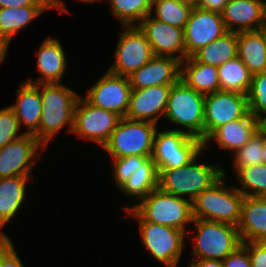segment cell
Returning a JSON list of instances; mask_svg holds the SVG:
<instances>
[{"label": "cell", "instance_id": "cell-1", "mask_svg": "<svg viewBox=\"0 0 266 267\" xmlns=\"http://www.w3.org/2000/svg\"><path fill=\"white\" fill-rule=\"evenodd\" d=\"M42 113L34 136L47 148L60 130L72 132L74 109L80 95L62 83H41Z\"/></svg>", "mask_w": 266, "mask_h": 267}, {"label": "cell", "instance_id": "cell-2", "mask_svg": "<svg viewBox=\"0 0 266 267\" xmlns=\"http://www.w3.org/2000/svg\"><path fill=\"white\" fill-rule=\"evenodd\" d=\"M201 153L179 168L158 170V188L192 201L213 185L223 175V167L219 164H200L197 160Z\"/></svg>", "mask_w": 266, "mask_h": 267}, {"label": "cell", "instance_id": "cell-3", "mask_svg": "<svg viewBox=\"0 0 266 267\" xmlns=\"http://www.w3.org/2000/svg\"><path fill=\"white\" fill-rule=\"evenodd\" d=\"M226 173L191 201L192 216L210 221L239 225L244 195L236 186L228 187Z\"/></svg>", "mask_w": 266, "mask_h": 267}, {"label": "cell", "instance_id": "cell-4", "mask_svg": "<svg viewBox=\"0 0 266 267\" xmlns=\"http://www.w3.org/2000/svg\"><path fill=\"white\" fill-rule=\"evenodd\" d=\"M192 223L195 228L192 231L188 230L186 237H190V234L194 233L191 235L194 240L191 253L194 257L193 260L223 261L242 245L239 231L235 225L199 218H193Z\"/></svg>", "mask_w": 266, "mask_h": 267}, {"label": "cell", "instance_id": "cell-5", "mask_svg": "<svg viewBox=\"0 0 266 267\" xmlns=\"http://www.w3.org/2000/svg\"><path fill=\"white\" fill-rule=\"evenodd\" d=\"M204 99L205 95L179 80L172 85L163 118L181 126L172 130H180L204 142Z\"/></svg>", "mask_w": 266, "mask_h": 267}, {"label": "cell", "instance_id": "cell-6", "mask_svg": "<svg viewBox=\"0 0 266 267\" xmlns=\"http://www.w3.org/2000/svg\"><path fill=\"white\" fill-rule=\"evenodd\" d=\"M144 221L166 225L187 233L186 226L192 224L191 201L163 192L159 188L151 191L132 208Z\"/></svg>", "mask_w": 266, "mask_h": 267}, {"label": "cell", "instance_id": "cell-7", "mask_svg": "<svg viewBox=\"0 0 266 267\" xmlns=\"http://www.w3.org/2000/svg\"><path fill=\"white\" fill-rule=\"evenodd\" d=\"M126 212V215L137 219L142 245L151 257L164 263L166 267H178L182 252L187 246L186 233L170 226L144 221L133 209Z\"/></svg>", "mask_w": 266, "mask_h": 267}, {"label": "cell", "instance_id": "cell-8", "mask_svg": "<svg viewBox=\"0 0 266 267\" xmlns=\"http://www.w3.org/2000/svg\"><path fill=\"white\" fill-rule=\"evenodd\" d=\"M157 126L152 122L123 117L102 148L112 158L152 156Z\"/></svg>", "mask_w": 266, "mask_h": 267}, {"label": "cell", "instance_id": "cell-9", "mask_svg": "<svg viewBox=\"0 0 266 267\" xmlns=\"http://www.w3.org/2000/svg\"><path fill=\"white\" fill-rule=\"evenodd\" d=\"M203 141L180 130L157 129L154 137L152 159L158 170L179 168L188 164L200 152Z\"/></svg>", "mask_w": 266, "mask_h": 267}, {"label": "cell", "instance_id": "cell-10", "mask_svg": "<svg viewBox=\"0 0 266 267\" xmlns=\"http://www.w3.org/2000/svg\"><path fill=\"white\" fill-rule=\"evenodd\" d=\"M121 118L115 112L90 104L80 95L74 109L71 133L77 134L80 139L96 142L103 147Z\"/></svg>", "mask_w": 266, "mask_h": 267}, {"label": "cell", "instance_id": "cell-11", "mask_svg": "<svg viewBox=\"0 0 266 267\" xmlns=\"http://www.w3.org/2000/svg\"><path fill=\"white\" fill-rule=\"evenodd\" d=\"M115 48L114 62L108 72L129 77L153 57L150 43L137 26H123Z\"/></svg>", "mask_w": 266, "mask_h": 267}, {"label": "cell", "instance_id": "cell-12", "mask_svg": "<svg viewBox=\"0 0 266 267\" xmlns=\"http://www.w3.org/2000/svg\"><path fill=\"white\" fill-rule=\"evenodd\" d=\"M247 95L216 91L204 99V141L218 127L249 114Z\"/></svg>", "mask_w": 266, "mask_h": 267}, {"label": "cell", "instance_id": "cell-13", "mask_svg": "<svg viewBox=\"0 0 266 267\" xmlns=\"http://www.w3.org/2000/svg\"><path fill=\"white\" fill-rule=\"evenodd\" d=\"M46 147L32 134L25 133L0 149V178L29 176ZM37 157V158H36ZM35 158V159H34Z\"/></svg>", "mask_w": 266, "mask_h": 267}, {"label": "cell", "instance_id": "cell-14", "mask_svg": "<svg viewBox=\"0 0 266 267\" xmlns=\"http://www.w3.org/2000/svg\"><path fill=\"white\" fill-rule=\"evenodd\" d=\"M131 91L128 77L118 76L106 70L88 89L85 99L90 104L115 112L123 118L128 111Z\"/></svg>", "mask_w": 266, "mask_h": 267}, {"label": "cell", "instance_id": "cell-15", "mask_svg": "<svg viewBox=\"0 0 266 267\" xmlns=\"http://www.w3.org/2000/svg\"><path fill=\"white\" fill-rule=\"evenodd\" d=\"M227 32L221 13L193 7L184 27L186 58Z\"/></svg>", "mask_w": 266, "mask_h": 267}, {"label": "cell", "instance_id": "cell-16", "mask_svg": "<svg viewBox=\"0 0 266 267\" xmlns=\"http://www.w3.org/2000/svg\"><path fill=\"white\" fill-rule=\"evenodd\" d=\"M137 27L150 43L154 56H170L179 61L186 59L184 29L157 20L150 14Z\"/></svg>", "mask_w": 266, "mask_h": 267}, {"label": "cell", "instance_id": "cell-17", "mask_svg": "<svg viewBox=\"0 0 266 267\" xmlns=\"http://www.w3.org/2000/svg\"><path fill=\"white\" fill-rule=\"evenodd\" d=\"M172 86L159 85L131 91L126 118L158 124L164 117Z\"/></svg>", "mask_w": 266, "mask_h": 267}, {"label": "cell", "instance_id": "cell-18", "mask_svg": "<svg viewBox=\"0 0 266 267\" xmlns=\"http://www.w3.org/2000/svg\"><path fill=\"white\" fill-rule=\"evenodd\" d=\"M181 61L170 56H154L128 78L132 90L153 86H172L180 80Z\"/></svg>", "mask_w": 266, "mask_h": 267}, {"label": "cell", "instance_id": "cell-19", "mask_svg": "<svg viewBox=\"0 0 266 267\" xmlns=\"http://www.w3.org/2000/svg\"><path fill=\"white\" fill-rule=\"evenodd\" d=\"M221 14L227 31L260 30L265 27L266 0H229Z\"/></svg>", "mask_w": 266, "mask_h": 267}, {"label": "cell", "instance_id": "cell-20", "mask_svg": "<svg viewBox=\"0 0 266 267\" xmlns=\"http://www.w3.org/2000/svg\"><path fill=\"white\" fill-rule=\"evenodd\" d=\"M37 52V70L41 77L27 79V82L34 84L41 83H62L64 73H66L67 60L63 46L56 38L49 36L44 39Z\"/></svg>", "mask_w": 266, "mask_h": 267}, {"label": "cell", "instance_id": "cell-21", "mask_svg": "<svg viewBox=\"0 0 266 267\" xmlns=\"http://www.w3.org/2000/svg\"><path fill=\"white\" fill-rule=\"evenodd\" d=\"M257 132V118L249 113L242 119L231 121L215 129L203 142V150H207V143L214 139L219 148L235 153Z\"/></svg>", "mask_w": 266, "mask_h": 267}, {"label": "cell", "instance_id": "cell-22", "mask_svg": "<svg viewBox=\"0 0 266 267\" xmlns=\"http://www.w3.org/2000/svg\"><path fill=\"white\" fill-rule=\"evenodd\" d=\"M10 107L15 112L20 129L26 126L28 131L23 132L34 135L39 129L42 113L40 84L22 82L16 92V102Z\"/></svg>", "mask_w": 266, "mask_h": 267}, {"label": "cell", "instance_id": "cell-23", "mask_svg": "<svg viewBox=\"0 0 266 267\" xmlns=\"http://www.w3.org/2000/svg\"><path fill=\"white\" fill-rule=\"evenodd\" d=\"M237 229L242 242H266V197H244Z\"/></svg>", "mask_w": 266, "mask_h": 267}, {"label": "cell", "instance_id": "cell-24", "mask_svg": "<svg viewBox=\"0 0 266 267\" xmlns=\"http://www.w3.org/2000/svg\"><path fill=\"white\" fill-rule=\"evenodd\" d=\"M29 176L0 178V238H9L2 231L6 224L20 211L26 199Z\"/></svg>", "mask_w": 266, "mask_h": 267}, {"label": "cell", "instance_id": "cell-25", "mask_svg": "<svg viewBox=\"0 0 266 267\" xmlns=\"http://www.w3.org/2000/svg\"><path fill=\"white\" fill-rule=\"evenodd\" d=\"M237 56L254 75L266 72V31L263 29L237 33Z\"/></svg>", "mask_w": 266, "mask_h": 267}, {"label": "cell", "instance_id": "cell-26", "mask_svg": "<svg viewBox=\"0 0 266 267\" xmlns=\"http://www.w3.org/2000/svg\"><path fill=\"white\" fill-rule=\"evenodd\" d=\"M180 80L203 95L219 91L218 67L195 62L191 57L181 61Z\"/></svg>", "mask_w": 266, "mask_h": 267}, {"label": "cell", "instance_id": "cell-27", "mask_svg": "<svg viewBox=\"0 0 266 267\" xmlns=\"http://www.w3.org/2000/svg\"><path fill=\"white\" fill-rule=\"evenodd\" d=\"M159 172L152 157H148L140 168L135 170L132 176L119 188L121 192L134 198L131 206H126L125 211L132 209L143 200L151 191L158 188ZM136 198V199H135Z\"/></svg>", "mask_w": 266, "mask_h": 267}, {"label": "cell", "instance_id": "cell-28", "mask_svg": "<svg viewBox=\"0 0 266 267\" xmlns=\"http://www.w3.org/2000/svg\"><path fill=\"white\" fill-rule=\"evenodd\" d=\"M237 32L228 31L210 44L195 52L191 58L195 62L219 67L237 57Z\"/></svg>", "mask_w": 266, "mask_h": 267}, {"label": "cell", "instance_id": "cell-29", "mask_svg": "<svg viewBox=\"0 0 266 267\" xmlns=\"http://www.w3.org/2000/svg\"><path fill=\"white\" fill-rule=\"evenodd\" d=\"M49 10L48 6H25L0 8V35L10 41L30 22ZM45 11V12H44Z\"/></svg>", "mask_w": 266, "mask_h": 267}, {"label": "cell", "instance_id": "cell-30", "mask_svg": "<svg viewBox=\"0 0 266 267\" xmlns=\"http://www.w3.org/2000/svg\"><path fill=\"white\" fill-rule=\"evenodd\" d=\"M219 90L247 95L252 74L237 56L218 67Z\"/></svg>", "mask_w": 266, "mask_h": 267}, {"label": "cell", "instance_id": "cell-31", "mask_svg": "<svg viewBox=\"0 0 266 267\" xmlns=\"http://www.w3.org/2000/svg\"><path fill=\"white\" fill-rule=\"evenodd\" d=\"M192 9L193 6L179 0H153L150 15L169 25L184 29Z\"/></svg>", "mask_w": 266, "mask_h": 267}, {"label": "cell", "instance_id": "cell-32", "mask_svg": "<svg viewBox=\"0 0 266 267\" xmlns=\"http://www.w3.org/2000/svg\"><path fill=\"white\" fill-rule=\"evenodd\" d=\"M123 26H137L150 14L153 0H106Z\"/></svg>", "mask_w": 266, "mask_h": 267}, {"label": "cell", "instance_id": "cell-33", "mask_svg": "<svg viewBox=\"0 0 266 267\" xmlns=\"http://www.w3.org/2000/svg\"><path fill=\"white\" fill-rule=\"evenodd\" d=\"M234 174L240 182V188H236L244 196L266 197V165L245 166Z\"/></svg>", "mask_w": 266, "mask_h": 267}, {"label": "cell", "instance_id": "cell-34", "mask_svg": "<svg viewBox=\"0 0 266 267\" xmlns=\"http://www.w3.org/2000/svg\"><path fill=\"white\" fill-rule=\"evenodd\" d=\"M263 136L258 132L241 149L233 153V168L236 173L240 168L262 163Z\"/></svg>", "mask_w": 266, "mask_h": 267}, {"label": "cell", "instance_id": "cell-35", "mask_svg": "<svg viewBox=\"0 0 266 267\" xmlns=\"http://www.w3.org/2000/svg\"><path fill=\"white\" fill-rule=\"evenodd\" d=\"M247 99L249 112L254 117L266 112V72L252 75Z\"/></svg>", "mask_w": 266, "mask_h": 267}, {"label": "cell", "instance_id": "cell-36", "mask_svg": "<svg viewBox=\"0 0 266 267\" xmlns=\"http://www.w3.org/2000/svg\"><path fill=\"white\" fill-rule=\"evenodd\" d=\"M151 156H128L124 158L113 159V179L114 183L120 188L135 172L140 168V165Z\"/></svg>", "mask_w": 266, "mask_h": 267}, {"label": "cell", "instance_id": "cell-37", "mask_svg": "<svg viewBox=\"0 0 266 267\" xmlns=\"http://www.w3.org/2000/svg\"><path fill=\"white\" fill-rule=\"evenodd\" d=\"M20 131L14 110L10 106L0 109V149L25 134Z\"/></svg>", "mask_w": 266, "mask_h": 267}, {"label": "cell", "instance_id": "cell-38", "mask_svg": "<svg viewBox=\"0 0 266 267\" xmlns=\"http://www.w3.org/2000/svg\"><path fill=\"white\" fill-rule=\"evenodd\" d=\"M11 238H0V267H24Z\"/></svg>", "mask_w": 266, "mask_h": 267}, {"label": "cell", "instance_id": "cell-39", "mask_svg": "<svg viewBox=\"0 0 266 267\" xmlns=\"http://www.w3.org/2000/svg\"><path fill=\"white\" fill-rule=\"evenodd\" d=\"M251 260V267H266V242H242Z\"/></svg>", "mask_w": 266, "mask_h": 267}, {"label": "cell", "instance_id": "cell-40", "mask_svg": "<svg viewBox=\"0 0 266 267\" xmlns=\"http://www.w3.org/2000/svg\"><path fill=\"white\" fill-rule=\"evenodd\" d=\"M224 267H251V260L247 249L240 245L233 253L223 261Z\"/></svg>", "mask_w": 266, "mask_h": 267}, {"label": "cell", "instance_id": "cell-41", "mask_svg": "<svg viewBox=\"0 0 266 267\" xmlns=\"http://www.w3.org/2000/svg\"><path fill=\"white\" fill-rule=\"evenodd\" d=\"M25 6H48V0H0V8Z\"/></svg>", "mask_w": 266, "mask_h": 267}, {"label": "cell", "instance_id": "cell-42", "mask_svg": "<svg viewBox=\"0 0 266 267\" xmlns=\"http://www.w3.org/2000/svg\"><path fill=\"white\" fill-rule=\"evenodd\" d=\"M229 0H198L196 7L208 11L222 13Z\"/></svg>", "mask_w": 266, "mask_h": 267}, {"label": "cell", "instance_id": "cell-43", "mask_svg": "<svg viewBox=\"0 0 266 267\" xmlns=\"http://www.w3.org/2000/svg\"><path fill=\"white\" fill-rule=\"evenodd\" d=\"M81 2L85 3H96L97 1H105V0H80ZM48 7L50 9H55L59 11V13H67L70 12L67 10L66 4L62 2V0H48Z\"/></svg>", "mask_w": 266, "mask_h": 267}, {"label": "cell", "instance_id": "cell-44", "mask_svg": "<svg viewBox=\"0 0 266 267\" xmlns=\"http://www.w3.org/2000/svg\"><path fill=\"white\" fill-rule=\"evenodd\" d=\"M189 267H224L221 260L204 259V260H191Z\"/></svg>", "mask_w": 266, "mask_h": 267}, {"label": "cell", "instance_id": "cell-45", "mask_svg": "<svg viewBox=\"0 0 266 267\" xmlns=\"http://www.w3.org/2000/svg\"><path fill=\"white\" fill-rule=\"evenodd\" d=\"M10 42L11 41L7 37L0 35V63H2L7 56Z\"/></svg>", "mask_w": 266, "mask_h": 267}, {"label": "cell", "instance_id": "cell-46", "mask_svg": "<svg viewBox=\"0 0 266 267\" xmlns=\"http://www.w3.org/2000/svg\"><path fill=\"white\" fill-rule=\"evenodd\" d=\"M257 130L261 136L266 138V112L257 117Z\"/></svg>", "mask_w": 266, "mask_h": 267}, {"label": "cell", "instance_id": "cell-47", "mask_svg": "<svg viewBox=\"0 0 266 267\" xmlns=\"http://www.w3.org/2000/svg\"><path fill=\"white\" fill-rule=\"evenodd\" d=\"M263 155H262V163L266 165V138L263 137Z\"/></svg>", "mask_w": 266, "mask_h": 267}, {"label": "cell", "instance_id": "cell-48", "mask_svg": "<svg viewBox=\"0 0 266 267\" xmlns=\"http://www.w3.org/2000/svg\"><path fill=\"white\" fill-rule=\"evenodd\" d=\"M179 1L190 4L193 7H196L198 4V0H179Z\"/></svg>", "mask_w": 266, "mask_h": 267}, {"label": "cell", "instance_id": "cell-49", "mask_svg": "<svg viewBox=\"0 0 266 267\" xmlns=\"http://www.w3.org/2000/svg\"><path fill=\"white\" fill-rule=\"evenodd\" d=\"M264 30L266 31V15H265V27H264Z\"/></svg>", "mask_w": 266, "mask_h": 267}]
</instances>
